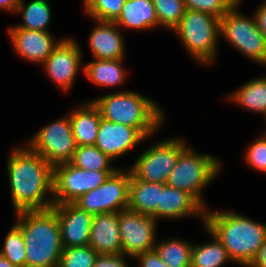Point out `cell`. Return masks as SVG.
<instances>
[{
    "instance_id": "obj_14",
    "label": "cell",
    "mask_w": 266,
    "mask_h": 267,
    "mask_svg": "<svg viewBox=\"0 0 266 267\" xmlns=\"http://www.w3.org/2000/svg\"><path fill=\"white\" fill-rule=\"evenodd\" d=\"M61 231L63 248L84 246L89 244L93 214L75 203L54 204Z\"/></svg>"
},
{
    "instance_id": "obj_1",
    "label": "cell",
    "mask_w": 266,
    "mask_h": 267,
    "mask_svg": "<svg viewBox=\"0 0 266 267\" xmlns=\"http://www.w3.org/2000/svg\"><path fill=\"white\" fill-rule=\"evenodd\" d=\"M7 173L15 213L50 209L53 196L54 167L41 155L26 148L13 149L7 161Z\"/></svg>"
},
{
    "instance_id": "obj_20",
    "label": "cell",
    "mask_w": 266,
    "mask_h": 267,
    "mask_svg": "<svg viewBox=\"0 0 266 267\" xmlns=\"http://www.w3.org/2000/svg\"><path fill=\"white\" fill-rule=\"evenodd\" d=\"M69 116L76 145H95L101 122V114L93 101L79 106Z\"/></svg>"
},
{
    "instance_id": "obj_31",
    "label": "cell",
    "mask_w": 266,
    "mask_h": 267,
    "mask_svg": "<svg viewBox=\"0 0 266 267\" xmlns=\"http://www.w3.org/2000/svg\"><path fill=\"white\" fill-rule=\"evenodd\" d=\"M126 0H84V8L95 21L114 22Z\"/></svg>"
},
{
    "instance_id": "obj_7",
    "label": "cell",
    "mask_w": 266,
    "mask_h": 267,
    "mask_svg": "<svg viewBox=\"0 0 266 267\" xmlns=\"http://www.w3.org/2000/svg\"><path fill=\"white\" fill-rule=\"evenodd\" d=\"M239 3L220 19V35L254 62L266 65V38L258 29L255 16L248 18L238 12Z\"/></svg>"
},
{
    "instance_id": "obj_29",
    "label": "cell",
    "mask_w": 266,
    "mask_h": 267,
    "mask_svg": "<svg viewBox=\"0 0 266 267\" xmlns=\"http://www.w3.org/2000/svg\"><path fill=\"white\" fill-rule=\"evenodd\" d=\"M159 25L174 30L183 18L186 7L184 0H153Z\"/></svg>"
},
{
    "instance_id": "obj_25",
    "label": "cell",
    "mask_w": 266,
    "mask_h": 267,
    "mask_svg": "<svg viewBox=\"0 0 266 267\" xmlns=\"http://www.w3.org/2000/svg\"><path fill=\"white\" fill-rule=\"evenodd\" d=\"M213 237L211 243L193 245L191 267H222L226 261H232L221 241L206 227Z\"/></svg>"
},
{
    "instance_id": "obj_6",
    "label": "cell",
    "mask_w": 266,
    "mask_h": 267,
    "mask_svg": "<svg viewBox=\"0 0 266 267\" xmlns=\"http://www.w3.org/2000/svg\"><path fill=\"white\" fill-rule=\"evenodd\" d=\"M220 163L212 155L194 153L185 145L170 173L167 185L192 194L203 206L201 190L209 186L219 173Z\"/></svg>"
},
{
    "instance_id": "obj_10",
    "label": "cell",
    "mask_w": 266,
    "mask_h": 267,
    "mask_svg": "<svg viewBox=\"0 0 266 267\" xmlns=\"http://www.w3.org/2000/svg\"><path fill=\"white\" fill-rule=\"evenodd\" d=\"M130 170L117 169L99 187L81 195L74 203L95 214L119 213L128 208Z\"/></svg>"
},
{
    "instance_id": "obj_40",
    "label": "cell",
    "mask_w": 266,
    "mask_h": 267,
    "mask_svg": "<svg viewBox=\"0 0 266 267\" xmlns=\"http://www.w3.org/2000/svg\"><path fill=\"white\" fill-rule=\"evenodd\" d=\"M0 267H18L0 255Z\"/></svg>"
},
{
    "instance_id": "obj_15",
    "label": "cell",
    "mask_w": 266,
    "mask_h": 267,
    "mask_svg": "<svg viewBox=\"0 0 266 267\" xmlns=\"http://www.w3.org/2000/svg\"><path fill=\"white\" fill-rule=\"evenodd\" d=\"M146 139L136 128L111 122L101 117L95 146L114 160Z\"/></svg>"
},
{
    "instance_id": "obj_37",
    "label": "cell",
    "mask_w": 266,
    "mask_h": 267,
    "mask_svg": "<svg viewBox=\"0 0 266 267\" xmlns=\"http://www.w3.org/2000/svg\"><path fill=\"white\" fill-rule=\"evenodd\" d=\"M255 19L258 26V29L263 34V36L266 38V3H262L261 6L257 8V11L255 12Z\"/></svg>"
},
{
    "instance_id": "obj_24",
    "label": "cell",
    "mask_w": 266,
    "mask_h": 267,
    "mask_svg": "<svg viewBox=\"0 0 266 267\" xmlns=\"http://www.w3.org/2000/svg\"><path fill=\"white\" fill-rule=\"evenodd\" d=\"M239 106L266 114V76L250 80L229 96Z\"/></svg>"
},
{
    "instance_id": "obj_38",
    "label": "cell",
    "mask_w": 266,
    "mask_h": 267,
    "mask_svg": "<svg viewBox=\"0 0 266 267\" xmlns=\"http://www.w3.org/2000/svg\"><path fill=\"white\" fill-rule=\"evenodd\" d=\"M248 267H266V240L263 242L256 257Z\"/></svg>"
},
{
    "instance_id": "obj_27",
    "label": "cell",
    "mask_w": 266,
    "mask_h": 267,
    "mask_svg": "<svg viewBox=\"0 0 266 267\" xmlns=\"http://www.w3.org/2000/svg\"><path fill=\"white\" fill-rule=\"evenodd\" d=\"M192 244L178 239L158 242L154 250L168 267H191Z\"/></svg>"
},
{
    "instance_id": "obj_32",
    "label": "cell",
    "mask_w": 266,
    "mask_h": 267,
    "mask_svg": "<svg viewBox=\"0 0 266 267\" xmlns=\"http://www.w3.org/2000/svg\"><path fill=\"white\" fill-rule=\"evenodd\" d=\"M97 256L89 245L63 248L58 267H93Z\"/></svg>"
},
{
    "instance_id": "obj_12",
    "label": "cell",
    "mask_w": 266,
    "mask_h": 267,
    "mask_svg": "<svg viewBox=\"0 0 266 267\" xmlns=\"http://www.w3.org/2000/svg\"><path fill=\"white\" fill-rule=\"evenodd\" d=\"M156 220L129 209L119 212L122 254L135 259L154 250L156 245Z\"/></svg>"
},
{
    "instance_id": "obj_9",
    "label": "cell",
    "mask_w": 266,
    "mask_h": 267,
    "mask_svg": "<svg viewBox=\"0 0 266 267\" xmlns=\"http://www.w3.org/2000/svg\"><path fill=\"white\" fill-rule=\"evenodd\" d=\"M115 171H89L61 163L54 166V204L74 203L81 195L101 186Z\"/></svg>"
},
{
    "instance_id": "obj_19",
    "label": "cell",
    "mask_w": 266,
    "mask_h": 267,
    "mask_svg": "<svg viewBox=\"0 0 266 267\" xmlns=\"http://www.w3.org/2000/svg\"><path fill=\"white\" fill-rule=\"evenodd\" d=\"M91 32L89 44L95 59H124L123 36L115 22L99 21Z\"/></svg>"
},
{
    "instance_id": "obj_36",
    "label": "cell",
    "mask_w": 266,
    "mask_h": 267,
    "mask_svg": "<svg viewBox=\"0 0 266 267\" xmlns=\"http://www.w3.org/2000/svg\"><path fill=\"white\" fill-rule=\"evenodd\" d=\"M140 260L141 267H168L155 250H151L136 257Z\"/></svg>"
},
{
    "instance_id": "obj_33",
    "label": "cell",
    "mask_w": 266,
    "mask_h": 267,
    "mask_svg": "<svg viewBox=\"0 0 266 267\" xmlns=\"http://www.w3.org/2000/svg\"><path fill=\"white\" fill-rule=\"evenodd\" d=\"M240 0H184L186 9L200 11L221 19Z\"/></svg>"
},
{
    "instance_id": "obj_16",
    "label": "cell",
    "mask_w": 266,
    "mask_h": 267,
    "mask_svg": "<svg viewBox=\"0 0 266 267\" xmlns=\"http://www.w3.org/2000/svg\"><path fill=\"white\" fill-rule=\"evenodd\" d=\"M15 51L24 59L43 64L60 41L55 42L49 31L9 28Z\"/></svg>"
},
{
    "instance_id": "obj_18",
    "label": "cell",
    "mask_w": 266,
    "mask_h": 267,
    "mask_svg": "<svg viewBox=\"0 0 266 267\" xmlns=\"http://www.w3.org/2000/svg\"><path fill=\"white\" fill-rule=\"evenodd\" d=\"M206 207L192 194L173 188L167 184L160 191V204L157 206V219L183 218L189 215H198L205 223Z\"/></svg>"
},
{
    "instance_id": "obj_13",
    "label": "cell",
    "mask_w": 266,
    "mask_h": 267,
    "mask_svg": "<svg viewBox=\"0 0 266 267\" xmlns=\"http://www.w3.org/2000/svg\"><path fill=\"white\" fill-rule=\"evenodd\" d=\"M79 44L72 38L61 39L42 64L50 79L64 91L70 90L80 69L82 56Z\"/></svg>"
},
{
    "instance_id": "obj_8",
    "label": "cell",
    "mask_w": 266,
    "mask_h": 267,
    "mask_svg": "<svg viewBox=\"0 0 266 267\" xmlns=\"http://www.w3.org/2000/svg\"><path fill=\"white\" fill-rule=\"evenodd\" d=\"M27 144L53 167L61 163H69L77 148L70 116L44 126L30 138Z\"/></svg>"
},
{
    "instance_id": "obj_22",
    "label": "cell",
    "mask_w": 266,
    "mask_h": 267,
    "mask_svg": "<svg viewBox=\"0 0 266 267\" xmlns=\"http://www.w3.org/2000/svg\"><path fill=\"white\" fill-rule=\"evenodd\" d=\"M114 22L122 28L135 30H146L159 25L153 0H126Z\"/></svg>"
},
{
    "instance_id": "obj_26",
    "label": "cell",
    "mask_w": 266,
    "mask_h": 267,
    "mask_svg": "<svg viewBox=\"0 0 266 267\" xmlns=\"http://www.w3.org/2000/svg\"><path fill=\"white\" fill-rule=\"evenodd\" d=\"M17 11L22 14L23 24L9 28L48 31L47 27L51 19V9L46 0H33L26 6H24V1L21 0Z\"/></svg>"
},
{
    "instance_id": "obj_35",
    "label": "cell",
    "mask_w": 266,
    "mask_h": 267,
    "mask_svg": "<svg viewBox=\"0 0 266 267\" xmlns=\"http://www.w3.org/2000/svg\"><path fill=\"white\" fill-rule=\"evenodd\" d=\"M124 254H98L93 267H128Z\"/></svg>"
},
{
    "instance_id": "obj_28",
    "label": "cell",
    "mask_w": 266,
    "mask_h": 267,
    "mask_svg": "<svg viewBox=\"0 0 266 267\" xmlns=\"http://www.w3.org/2000/svg\"><path fill=\"white\" fill-rule=\"evenodd\" d=\"M112 161L95 145L77 146L72 160L69 162L75 167L89 171H116L118 168L110 166Z\"/></svg>"
},
{
    "instance_id": "obj_4",
    "label": "cell",
    "mask_w": 266,
    "mask_h": 267,
    "mask_svg": "<svg viewBox=\"0 0 266 267\" xmlns=\"http://www.w3.org/2000/svg\"><path fill=\"white\" fill-rule=\"evenodd\" d=\"M93 103L102 118L136 128L146 139L164 119V112L152 99L128 90L104 95Z\"/></svg>"
},
{
    "instance_id": "obj_23",
    "label": "cell",
    "mask_w": 266,
    "mask_h": 267,
    "mask_svg": "<svg viewBox=\"0 0 266 267\" xmlns=\"http://www.w3.org/2000/svg\"><path fill=\"white\" fill-rule=\"evenodd\" d=\"M123 59H95L84 66L86 78L98 86L114 87L125 81Z\"/></svg>"
},
{
    "instance_id": "obj_34",
    "label": "cell",
    "mask_w": 266,
    "mask_h": 267,
    "mask_svg": "<svg viewBox=\"0 0 266 267\" xmlns=\"http://www.w3.org/2000/svg\"><path fill=\"white\" fill-rule=\"evenodd\" d=\"M247 164L254 169L266 173V137L261 134L252 144L249 145L246 156Z\"/></svg>"
},
{
    "instance_id": "obj_5",
    "label": "cell",
    "mask_w": 266,
    "mask_h": 267,
    "mask_svg": "<svg viewBox=\"0 0 266 267\" xmlns=\"http://www.w3.org/2000/svg\"><path fill=\"white\" fill-rule=\"evenodd\" d=\"M188 53L200 63H212L220 35V19L208 13L186 9L179 25L173 30Z\"/></svg>"
},
{
    "instance_id": "obj_30",
    "label": "cell",
    "mask_w": 266,
    "mask_h": 267,
    "mask_svg": "<svg viewBox=\"0 0 266 267\" xmlns=\"http://www.w3.org/2000/svg\"><path fill=\"white\" fill-rule=\"evenodd\" d=\"M0 255L18 267H26L23 234L16 224L7 233Z\"/></svg>"
},
{
    "instance_id": "obj_17",
    "label": "cell",
    "mask_w": 266,
    "mask_h": 267,
    "mask_svg": "<svg viewBox=\"0 0 266 267\" xmlns=\"http://www.w3.org/2000/svg\"><path fill=\"white\" fill-rule=\"evenodd\" d=\"M88 245L98 254H122L119 213L93 216Z\"/></svg>"
},
{
    "instance_id": "obj_39",
    "label": "cell",
    "mask_w": 266,
    "mask_h": 267,
    "mask_svg": "<svg viewBox=\"0 0 266 267\" xmlns=\"http://www.w3.org/2000/svg\"><path fill=\"white\" fill-rule=\"evenodd\" d=\"M21 0H0V9H5L6 11H16Z\"/></svg>"
},
{
    "instance_id": "obj_21",
    "label": "cell",
    "mask_w": 266,
    "mask_h": 267,
    "mask_svg": "<svg viewBox=\"0 0 266 267\" xmlns=\"http://www.w3.org/2000/svg\"><path fill=\"white\" fill-rule=\"evenodd\" d=\"M163 187L164 184L141 181L131 173L127 209L151 216L157 221V206Z\"/></svg>"
},
{
    "instance_id": "obj_11",
    "label": "cell",
    "mask_w": 266,
    "mask_h": 267,
    "mask_svg": "<svg viewBox=\"0 0 266 267\" xmlns=\"http://www.w3.org/2000/svg\"><path fill=\"white\" fill-rule=\"evenodd\" d=\"M186 145L182 139H167L144 151L132 165L130 171L139 180L166 184L170 173Z\"/></svg>"
},
{
    "instance_id": "obj_2",
    "label": "cell",
    "mask_w": 266,
    "mask_h": 267,
    "mask_svg": "<svg viewBox=\"0 0 266 267\" xmlns=\"http://www.w3.org/2000/svg\"><path fill=\"white\" fill-rule=\"evenodd\" d=\"M207 227L221 241L233 262L248 267L266 240V224L234 212H205Z\"/></svg>"
},
{
    "instance_id": "obj_3",
    "label": "cell",
    "mask_w": 266,
    "mask_h": 267,
    "mask_svg": "<svg viewBox=\"0 0 266 267\" xmlns=\"http://www.w3.org/2000/svg\"><path fill=\"white\" fill-rule=\"evenodd\" d=\"M15 214L25 243L26 267H58L63 245L56 212L50 208Z\"/></svg>"
}]
</instances>
